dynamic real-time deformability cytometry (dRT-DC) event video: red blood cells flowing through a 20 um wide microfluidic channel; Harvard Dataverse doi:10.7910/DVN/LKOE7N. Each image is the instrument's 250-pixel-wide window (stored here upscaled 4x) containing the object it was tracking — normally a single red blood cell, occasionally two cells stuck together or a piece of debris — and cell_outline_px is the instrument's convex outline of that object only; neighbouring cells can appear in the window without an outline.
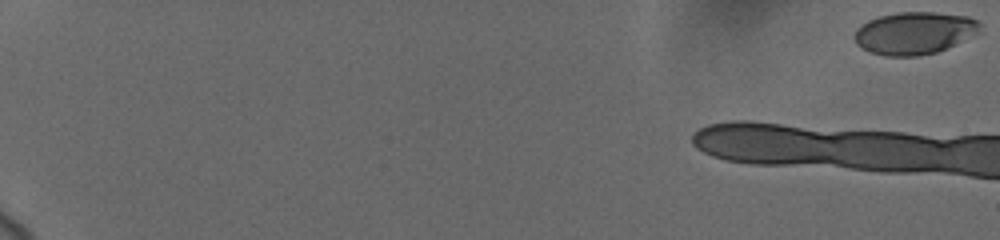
{"species": "human", "species_latin": "Homo sapiens", "temperature_condition": "cold", "stored_images_in_passage": 5, "camera_frame_rate_fps": 3000, "um_per_image_px": 0.085, "donor": {"sex": "female"}, "frame": {"image": 1, "passage_image": 1, "time_ms": 0.0, "image_size_px": [1000, 240], "cell_outline_px": [[980, 32], [936, 52], [916, 56], [884, 56], [868, 52], [860, 48], [856, 44], [852, 36], [856, 28], [868, 20], [880, 16], [900, 12], [932, 12], [968, 16], [976, 20], [980, 24]], "centroid_in_image_um": [77.65, 2.81], "position_along_channel_um": 7.3, "area_um2": 31.04}}